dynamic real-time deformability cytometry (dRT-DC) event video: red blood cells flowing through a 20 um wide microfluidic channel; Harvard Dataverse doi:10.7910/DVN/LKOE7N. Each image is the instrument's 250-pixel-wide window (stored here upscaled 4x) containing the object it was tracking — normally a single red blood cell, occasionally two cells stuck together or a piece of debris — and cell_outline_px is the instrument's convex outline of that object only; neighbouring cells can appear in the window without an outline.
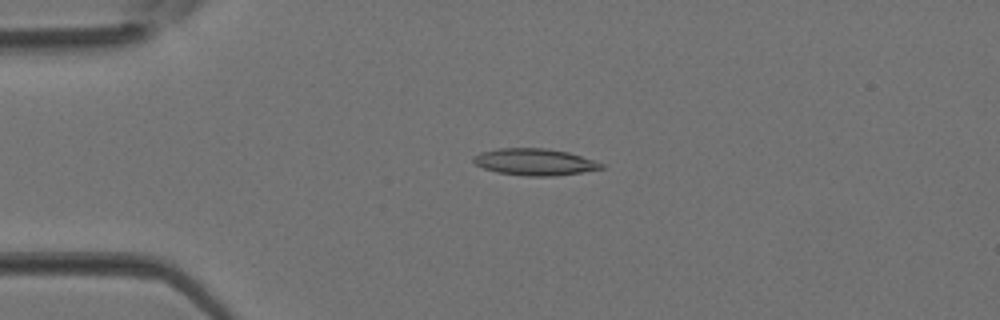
{"species": "Egyptian fruit bat (a non-hibernating species)", "species_latin": "Rousettus aegyptiacus", "temperature_condition": "room temperature", "stored_images_in_passage": 3, "camera_frame_rate_fps": 3000, "um_per_image_px": 0.085, "animal": {"sex": "female"}, "frame": {"image": 1, "passage_image": 3, "time_ms": 0.667, "image_size_px": [1000, 320], "cell_outline_px": [[604, 168], [580, 172], [552, 176], [524, 176], [496, 172], [484, 168], [476, 164], [472, 160], [472, 156], [480, 152], [496, 148], [544, 148], [568, 152], [604, 164]], "centroid_in_image_um": [45.38, 13.76], "position_along_channel_um": 39.6, "area_um2": 19.83}}